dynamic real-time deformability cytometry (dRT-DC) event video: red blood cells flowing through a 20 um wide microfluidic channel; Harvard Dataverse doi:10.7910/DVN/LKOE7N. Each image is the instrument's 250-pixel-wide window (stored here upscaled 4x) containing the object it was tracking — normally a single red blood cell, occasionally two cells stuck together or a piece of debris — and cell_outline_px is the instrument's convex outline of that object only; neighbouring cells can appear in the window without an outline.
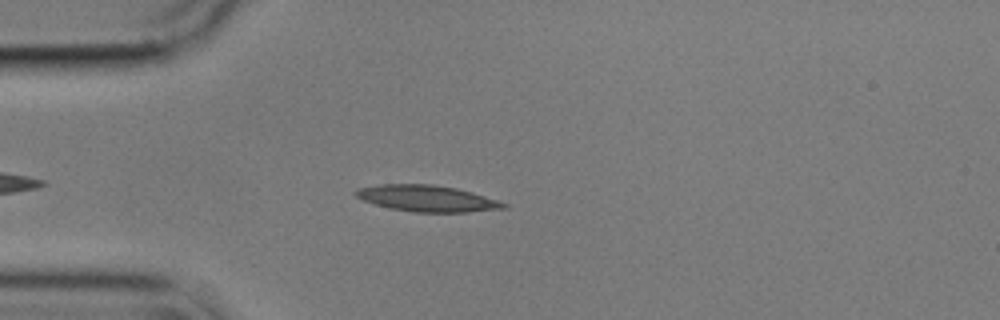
{"species": "common noctule bat (a hibernating species)", "species_latin": "Nyctalus noctula", "temperature_condition": "cold", "stored_images_in_passage": 46, "camera_frame_rate_fps": 3000, "um_per_image_px": 0.085, "animal": {"sex": "male", "body_mass_g": 17.9}, "frame": {"image": 1, "passage_image": 8, "time_ms": 2.333, "image_size_px": [1000, 320], "cell_outline_px": [[508, 208], [468, 212], [412, 212], [392, 208], [376, 204], [364, 200], [356, 196], [352, 192], [356, 188], [380, 184], [432, 184], [456, 188], [472, 192], [508, 204]], "centroid_in_image_um": [36.29, 16.86], "position_along_channel_um": 48.7, "area_um2": 22.6}}
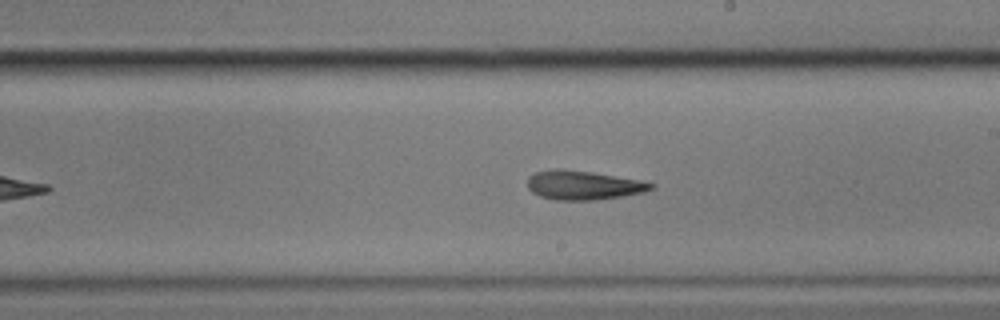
{"frame": {"image": 2, "passage_image": 25, "time_ms": 8.0, "image_size_px": [1000, 320], "cell_outline_px": [[656, 188], [644, 192], [620, 196], [592, 200], [556, 200], [540, 196], [532, 192], [528, 188], [528, 176], [536, 172], [556, 168], [592, 172], [640, 180], [656, 184]], "centroid_in_image_um": [49.59, 15.74], "position_along_channel_um": 239.4, "area_um2": 20.87}}
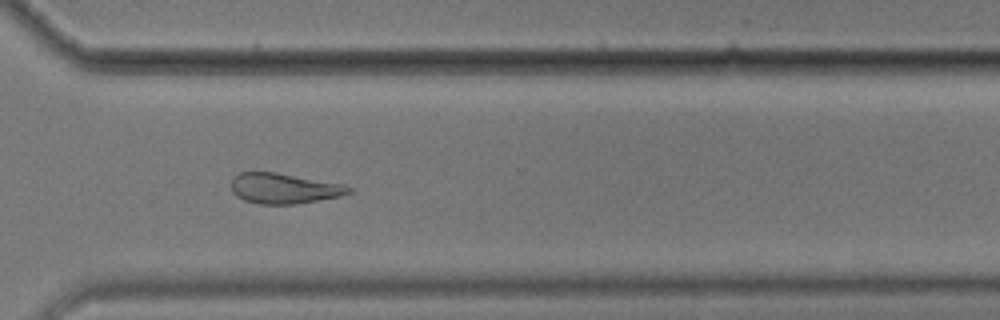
{"frame": {"image": 3, "passage_image": 34, "time_ms": 11.0, "image_size_px": [1000, 320], "cell_outline_px": [[352, 192], [340, 196], [296, 204], [256, 204], [244, 200], [236, 196], [232, 192], [232, 176], [240, 172], [276, 172], [344, 184], [352, 188]], "centroid_in_image_um": [24.12, 16.01], "position_along_channel_um": 346.5, "area_um2": 20.92}, "authors_computed_cell_mechanics": {"area_um2": 21.4727, "velocity_mm_per_s": 3.5738, "shape_relaxation_time_tau1_ms": 7.218, "shape_relaxation_time_tau2_ms": 5.2139, "deformation_change_tau1": 0.1478, "deformation_change_tau2": 0.1484}}